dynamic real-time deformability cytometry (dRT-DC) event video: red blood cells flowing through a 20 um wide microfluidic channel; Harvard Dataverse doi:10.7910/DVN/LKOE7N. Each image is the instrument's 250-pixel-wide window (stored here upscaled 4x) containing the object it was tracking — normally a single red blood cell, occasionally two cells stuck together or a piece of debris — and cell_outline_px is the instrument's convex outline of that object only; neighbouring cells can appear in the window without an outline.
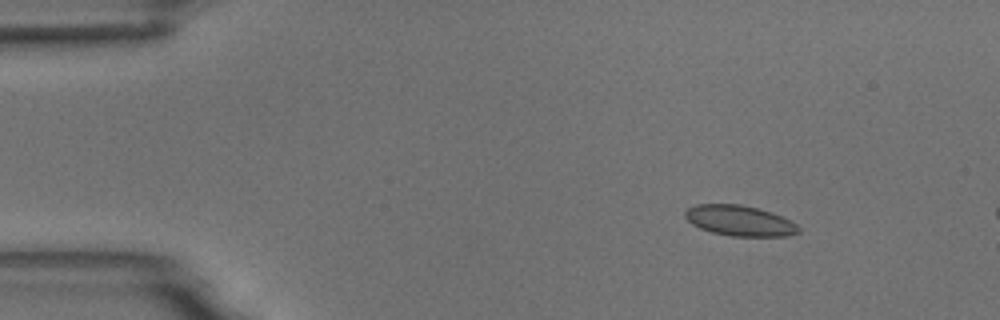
{"species": "common noctule bat (a hibernating species)", "species_latin": "Nyctalus noctula", "temperature_condition": "room temperature", "stored_images_in_passage": 4, "camera_frame_rate_fps": 3000, "um_per_image_px": 0.085, "animal": {"sex": "male", "body_mass_g": 18.8}, "frame": {"image": 1, "passage_image": 2, "time_ms": 1.333, "image_size_px": [1000, 320], "cell_outline_px": [[800, 232], [784, 236], [732, 236], [712, 232], [700, 228], [692, 224], [684, 216], [684, 212], [688, 208], [696, 204], [740, 204], [772, 212], [796, 224], [800, 228]], "centroid_in_image_um": [62.84, 18.75], "position_along_channel_um": 22.2, "area_um2": 20.0}}